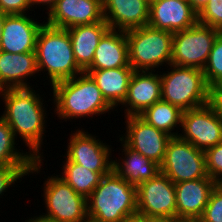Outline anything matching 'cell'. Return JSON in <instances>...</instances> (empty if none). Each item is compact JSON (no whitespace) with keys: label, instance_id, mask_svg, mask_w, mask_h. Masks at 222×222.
Wrapping results in <instances>:
<instances>
[{"label":"cell","instance_id":"6da1fadb","mask_svg":"<svg viewBox=\"0 0 222 222\" xmlns=\"http://www.w3.org/2000/svg\"><path fill=\"white\" fill-rule=\"evenodd\" d=\"M1 96L5 104L1 117L12 129L16 140L18 135L35 160H44L41 147L46 132L45 118L48 117L43 97L33 88L4 89L0 90Z\"/></svg>","mask_w":222,"mask_h":222},{"label":"cell","instance_id":"7a4b0ae2","mask_svg":"<svg viewBox=\"0 0 222 222\" xmlns=\"http://www.w3.org/2000/svg\"><path fill=\"white\" fill-rule=\"evenodd\" d=\"M55 114L65 121L108 113L113 107L103 97L96 82L88 73L59 81L50 86Z\"/></svg>","mask_w":222,"mask_h":222},{"label":"cell","instance_id":"3957f363","mask_svg":"<svg viewBox=\"0 0 222 222\" xmlns=\"http://www.w3.org/2000/svg\"><path fill=\"white\" fill-rule=\"evenodd\" d=\"M87 216L99 222H123L137 216V187L112 170L87 198Z\"/></svg>","mask_w":222,"mask_h":222},{"label":"cell","instance_id":"277c9868","mask_svg":"<svg viewBox=\"0 0 222 222\" xmlns=\"http://www.w3.org/2000/svg\"><path fill=\"white\" fill-rule=\"evenodd\" d=\"M35 52L38 72H48L51 86L84 72L75 61L67 29L44 23L37 35Z\"/></svg>","mask_w":222,"mask_h":222},{"label":"cell","instance_id":"5b68a950","mask_svg":"<svg viewBox=\"0 0 222 222\" xmlns=\"http://www.w3.org/2000/svg\"><path fill=\"white\" fill-rule=\"evenodd\" d=\"M169 66L171 68L167 73L159 72L163 101L185 111L204 106L213 100V90L208 86L203 70L174 64Z\"/></svg>","mask_w":222,"mask_h":222},{"label":"cell","instance_id":"8992f818","mask_svg":"<svg viewBox=\"0 0 222 222\" xmlns=\"http://www.w3.org/2000/svg\"><path fill=\"white\" fill-rule=\"evenodd\" d=\"M129 63L134 71H156L171 64L173 33L142 26L125 32Z\"/></svg>","mask_w":222,"mask_h":222},{"label":"cell","instance_id":"52a82bcc","mask_svg":"<svg viewBox=\"0 0 222 222\" xmlns=\"http://www.w3.org/2000/svg\"><path fill=\"white\" fill-rule=\"evenodd\" d=\"M43 185L47 211L40 217L53 222H82L87 217V199L59 175L48 176Z\"/></svg>","mask_w":222,"mask_h":222},{"label":"cell","instance_id":"ba28073f","mask_svg":"<svg viewBox=\"0 0 222 222\" xmlns=\"http://www.w3.org/2000/svg\"><path fill=\"white\" fill-rule=\"evenodd\" d=\"M160 172L164 173L174 184L210 178L206 169L205 152L179 136L169 140L164 160L160 165Z\"/></svg>","mask_w":222,"mask_h":222},{"label":"cell","instance_id":"9c48e42d","mask_svg":"<svg viewBox=\"0 0 222 222\" xmlns=\"http://www.w3.org/2000/svg\"><path fill=\"white\" fill-rule=\"evenodd\" d=\"M219 29L197 23L173 33L171 64L203 70Z\"/></svg>","mask_w":222,"mask_h":222},{"label":"cell","instance_id":"30bf717a","mask_svg":"<svg viewBox=\"0 0 222 222\" xmlns=\"http://www.w3.org/2000/svg\"><path fill=\"white\" fill-rule=\"evenodd\" d=\"M181 127L179 137L204 152L222 142V114L213 100L183 111Z\"/></svg>","mask_w":222,"mask_h":222},{"label":"cell","instance_id":"8fae6325","mask_svg":"<svg viewBox=\"0 0 222 222\" xmlns=\"http://www.w3.org/2000/svg\"><path fill=\"white\" fill-rule=\"evenodd\" d=\"M174 183L162 172L137 186V215L144 218H176Z\"/></svg>","mask_w":222,"mask_h":222},{"label":"cell","instance_id":"7c38bea8","mask_svg":"<svg viewBox=\"0 0 222 222\" xmlns=\"http://www.w3.org/2000/svg\"><path fill=\"white\" fill-rule=\"evenodd\" d=\"M96 137L84 131L83 128L77 129L73 135L72 133L70 135L64 157L94 172H111L113 170L112 149Z\"/></svg>","mask_w":222,"mask_h":222},{"label":"cell","instance_id":"4fadbf2b","mask_svg":"<svg viewBox=\"0 0 222 222\" xmlns=\"http://www.w3.org/2000/svg\"><path fill=\"white\" fill-rule=\"evenodd\" d=\"M124 117L126 132L123 136L121 134L119 139L160 166L165 157L167 144L172 137L148 124L140 116Z\"/></svg>","mask_w":222,"mask_h":222},{"label":"cell","instance_id":"5bb4252c","mask_svg":"<svg viewBox=\"0 0 222 222\" xmlns=\"http://www.w3.org/2000/svg\"><path fill=\"white\" fill-rule=\"evenodd\" d=\"M46 13L47 25L63 29L104 20L102 0H57Z\"/></svg>","mask_w":222,"mask_h":222},{"label":"cell","instance_id":"9a60e30c","mask_svg":"<svg viewBox=\"0 0 222 222\" xmlns=\"http://www.w3.org/2000/svg\"><path fill=\"white\" fill-rule=\"evenodd\" d=\"M198 23V13L188 1L150 0L148 26L175 33Z\"/></svg>","mask_w":222,"mask_h":222},{"label":"cell","instance_id":"2e32d148","mask_svg":"<svg viewBox=\"0 0 222 222\" xmlns=\"http://www.w3.org/2000/svg\"><path fill=\"white\" fill-rule=\"evenodd\" d=\"M43 23L27 14H7L3 23L0 50L16 53L36 51V39Z\"/></svg>","mask_w":222,"mask_h":222},{"label":"cell","instance_id":"e0dca14e","mask_svg":"<svg viewBox=\"0 0 222 222\" xmlns=\"http://www.w3.org/2000/svg\"><path fill=\"white\" fill-rule=\"evenodd\" d=\"M176 191V219L197 222L216 182L211 178L188 180L174 184Z\"/></svg>","mask_w":222,"mask_h":222},{"label":"cell","instance_id":"ac0fdd59","mask_svg":"<svg viewBox=\"0 0 222 222\" xmlns=\"http://www.w3.org/2000/svg\"><path fill=\"white\" fill-rule=\"evenodd\" d=\"M160 100L162 90L158 71H134L129 81L127 97L121 105L125 106V116H139Z\"/></svg>","mask_w":222,"mask_h":222},{"label":"cell","instance_id":"d6986e66","mask_svg":"<svg viewBox=\"0 0 222 222\" xmlns=\"http://www.w3.org/2000/svg\"><path fill=\"white\" fill-rule=\"evenodd\" d=\"M102 4L110 29L126 32L148 25L150 0H102Z\"/></svg>","mask_w":222,"mask_h":222},{"label":"cell","instance_id":"ffe728a7","mask_svg":"<svg viewBox=\"0 0 222 222\" xmlns=\"http://www.w3.org/2000/svg\"><path fill=\"white\" fill-rule=\"evenodd\" d=\"M36 73V52L12 54L0 50V90L31 88L27 78Z\"/></svg>","mask_w":222,"mask_h":222},{"label":"cell","instance_id":"44dd1931","mask_svg":"<svg viewBox=\"0 0 222 222\" xmlns=\"http://www.w3.org/2000/svg\"><path fill=\"white\" fill-rule=\"evenodd\" d=\"M131 67L125 31L109 29L100 39L92 64L86 70Z\"/></svg>","mask_w":222,"mask_h":222},{"label":"cell","instance_id":"7402d4cb","mask_svg":"<svg viewBox=\"0 0 222 222\" xmlns=\"http://www.w3.org/2000/svg\"><path fill=\"white\" fill-rule=\"evenodd\" d=\"M109 29L105 20L67 29L70 35L75 61L83 71L92 64L99 41Z\"/></svg>","mask_w":222,"mask_h":222},{"label":"cell","instance_id":"603a6c76","mask_svg":"<svg viewBox=\"0 0 222 222\" xmlns=\"http://www.w3.org/2000/svg\"><path fill=\"white\" fill-rule=\"evenodd\" d=\"M96 82L103 97L115 109L127 97L128 85L134 72L132 67H120L103 70H85Z\"/></svg>","mask_w":222,"mask_h":222},{"label":"cell","instance_id":"cb8c5ba5","mask_svg":"<svg viewBox=\"0 0 222 222\" xmlns=\"http://www.w3.org/2000/svg\"><path fill=\"white\" fill-rule=\"evenodd\" d=\"M122 152L124 156L113 160V170L128 183L138 186L143 181L152 179L158 172L160 166L154 161L140 154L138 151L128 147L121 139Z\"/></svg>","mask_w":222,"mask_h":222},{"label":"cell","instance_id":"d4e9b609","mask_svg":"<svg viewBox=\"0 0 222 222\" xmlns=\"http://www.w3.org/2000/svg\"><path fill=\"white\" fill-rule=\"evenodd\" d=\"M182 113L183 111L179 107L160 100L147 108L139 116L158 130L163 131L171 137H177L179 136L178 132L172 131L175 128L181 127Z\"/></svg>","mask_w":222,"mask_h":222},{"label":"cell","instance_id":"484cf974","mask_svg":"<svg viewBox=\"0 0 222 222\" xmlns=\"http://www.w3.org/2000/svg\"><path fill=\"white\" fill-rule=\"evenodd\" d=\"M63 164L62 176L59 174V177L86 199L100 183L102 177L110 173L91 171L84 166L68 161L66 158L65 162L63 161Z\"/></svg>","mask_w":222,"mask_h":222},{"label":"cell","instance_id":"4316f807","mask_svg":"<svg viewBox=\"0 0 222 222\" xmlns=\"http://www.w3.org/2000/svg\"><path fill=\"white\" fill-rule=\"evenodd\" d=\"M15 139L12 129L0 116V166H32L35 159L29 152H20Z\"/></svg>","mask_w":222,"mask_h":222},{"label":"cell","instance_id":"83f0119b","mask_svg":"<svg viewBox=\"0 0 222 222\" xmlns=\"http://www.w3.org/2000/svg\"><path fill=\"white\" fill-rule=\"evenodd\" d=\"M208 86L214 91L222 86V34L216 37L208 61L203 68Z\"/></svg>","mask_w":222,"mask_h":222},{"label":"cell","instance_id":"f1b7e54d","mask_svg":"<svg viewBox=\"0 0 222 222\" xmlns=\"http://www.w3.org/2000/svg\"><path fill=\"white\" fill-rule=\"evenodd\" d=\"M43 163L42 160H35L32 166H0V196L4 195L3 192L14 185L15 181L24 176H29L30 173L41 172L40 168Z\"/></svg>","mask_w":222,"mask_h":222},{"label":"cell","instance_id":"f546056e","mask_svg":"<svg viewBox=\"0 0 222 222\" xmlns=\"http://www.w3.org/2000/svg\"><path fill=\"white\" fill-rule=\"evenodd\" d=\"M198 23L222 29V0H209L206 6L198 13Z\"/></svg>","mask_w":222,"mask_h":222},{"label":"cell","instance_id":"4dcf8cb0","mask_svg":"<svg viewBox=\"0 0 222 222\" xmlns=\"http://www.w3.org/2000/svg\"><path fill=\"white\" fill-rule=\"evenodd\" d=\"M197 222H222V190L215 186Z\"/></svg>","mask_w":222,"mask_h":222},{"label":"cell","instance_id":"1f68e13d","mask_svg":"<svg viewBox=\"0 0 222 222\" xmlns=\"http://www.w3.org/2000/svg\"><path fill=\"white\" fill-rule=\"evenodd\" d=\"M208 176L215 182L222 178V142L205 151Z\"/></svg>","mask_w":222,"mask_h":222},{"label":"cell","instance_id":"d6a6232c","mask_svg":"<svg viewBox=\"0 0 222 222\" xmlns=\"http://www.w3.org/2000/svg\"><path fill=\"white\" fill-rule=\"evenodd\" d=\"M30 7V0H0V10L6 14H26Z\"/></svg>","mask_w":222,"mask_h":222},{"label":"cell","instance_id":"836d02e7","mask_svg":"<svg viewBox=\"0 0 222 222\" xmlns=\"http://www.w3.org/2000/svg\"><path fill=\"white\" fill-rule=\"evenodd\" d=\"M56 2H57V0H30L31 8L34 5H38L41 7L46 6V7H48V8H46L47 10H49L48 12H50V10L55 6Z\"/></svg>","mask_w":222,"mask_h":222},{"label":"cell","instance_id":"e575fe53","mask_svg":"<svg viewBox=\"0 0 222 222\" xmlns=\"http://www.w3.org/2000/svg\"><path fill=\"white\" fill-rule=\"evenodd\" d=\"M213 101L217 104V106L222 114V86L216 88L213 91Z\"/></svg>","mask_w":222,"mask_h":222},{"label":"cell","instance_id":"d590c367","mask_svg":"<svg viewBox=\"0 0 222 222\" xmlns=\"http://www.w3.org/2000/svg\"><path fill=\"white\" fill-rule=\"evenodd\" d=\"M192 8L199 13L204 6L209 2V0H188Z\"/></svg>","mask_w":222,"mask_h":222},{"label":"cell","instance_id":"8d00e7d4","mask_svg":"<svg viewBox=\"0 0 222 222\" xmlns=\"http://www.w3.org/2000/svg\"><path fill=\"white\" fill-rule=\"evenodd\" d=\"M147 222H183L176 218H147Z\"/></svg>","mask_w":222,"mask_h":222},{"label":"cell","instance_id":"74e56055","mask_svg":"<svg viewBox=\"0 0 222 222\" xmlns=\"http://www.w3.org/2000/svg\"><path fill=\"white\" fill-rule=\"evenodd\" d=\"M123 222H147V218L141 217V216H134L131 218L126 219Z\"/></svg>","mask_w":222,"mask_h":222},{"label":"cell","instance_id":"f35d334b","mask_svg":"<svg viewBox=\"0 0 222 222\" xmlns=\"http://www.w3.org/2000/svg\"><path fill=\"white\" fill-rule=\"evenodd\" d=\"M25 222H53V221L44 219L38 215L31 217V219L29 218L28 220H25Z\"/></svg>","mask_w":222,"mask_h":222},{"label":"cell","instance_id":"ab89813d","mask_svg":"<svg viewBox=\"0 0 222 222\" xmlns=\"http://www.w3.org/2000/svg\"><path fill=\"white\" fill-rule=\"evenodd\" d=\"M6 15H7L6 13L0 10V44H1V38H2L3 23H4Z\"/></svg>","mask_w":222,"mask_h":222},{"label":"cell","instance_id":"60d3db41","mask_svg":"<svg viewBox=\"0 0 222 222\" xmlns=\"http://www.w3.org/2000/svg\"><path fill=\"white\" fill-rule=\"evenodd\" d=\"M82 222H99V221H96L95 219H92L87 216Z\"/></svg>","mask_w":222,"mask_h":222},{"label":"cell","instance_id":"b9f144b4","mask_svg":"<svg viewBox=\"0 0 222 222\" xmlns=\"http://www.w3.org/2000/svg\"><path fill=\"white\" fill-rule=\"evenodd\" d=\"M216 186L222 190V178L216 182Z\"/></svg>","mask_w":222,"mask_h":222}]
</instances>
